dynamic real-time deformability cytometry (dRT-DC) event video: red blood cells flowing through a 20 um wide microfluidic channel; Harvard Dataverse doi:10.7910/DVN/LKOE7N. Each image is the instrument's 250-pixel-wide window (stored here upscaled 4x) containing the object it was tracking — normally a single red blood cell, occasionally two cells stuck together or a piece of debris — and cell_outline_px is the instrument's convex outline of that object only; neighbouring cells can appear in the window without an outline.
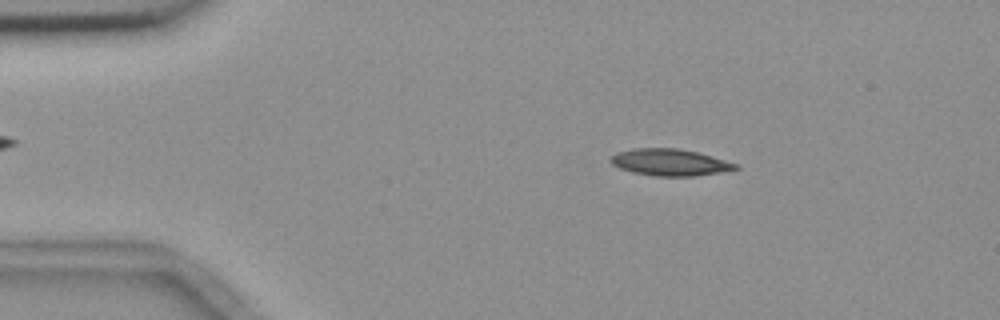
{"species": "common noctule bat (a hibernating species)", "species_latin": "Nyctalus noctula", "temperature_condition": "room temperature", "stored_images_in_passage": 55, "camera_frame_rate_fps": 3000, "um_per_image_px": 0.085, "animal": {"sex": "female", "body_mass_g": 18.4}, "frame": {"image": 1, "passage_image": 9, "time_ms": 2.667, "image_size_px": [1000, 320], "cell_outline_px": [[740, 168], [720, 172], [696, 176], [656, 176], [632, 172], [620, 168], [612, 164], [612, 156], [616, 152], [636, 148], [680, 148], [712, 156], [740, 164]], "centroid_in_image_um": [56.98, 13.8], "position_along_channel_um": 28.0, "area_um2": 19.42}}
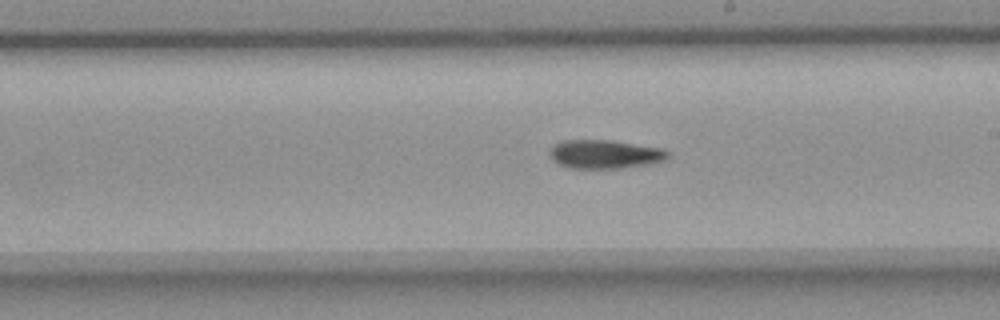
{"frame": {"image": 2, "passage_image": 31, "time_ms": 10.0, "image_size_px": [1000, 320], "cell_outline_px": [[668, 156], [664, 160], [644, 164], [620, 168], [568, 168], [552, 160], [552, 148], [560, 140], [608, 140], [660, 148], [668, 152]], "centroid_in_image_um": [51.37, 13.1], "position_along_channel_um": 237.6, "area_um2": 19.19}}
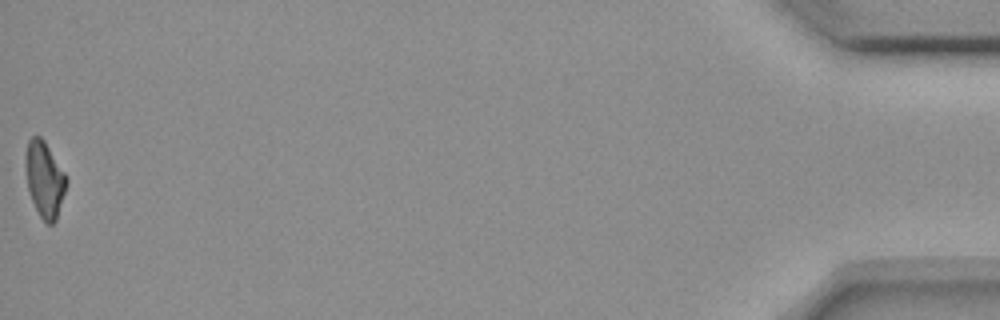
{"frame": {"image": 3, "passage_image": 55, "time_ms": 18.0, "image_size_px": [1000, 320], "cell_outline_px": [[68, 180], [56, 220], [52, 224], [48, 224], [40, 216], [32, 200], [28, 188], [24, 164], [28, 140], [32, 136], [40, 136], [44, 140], [64, 172]], "centroid_in_image_um": [3.78, 15.22], "position_along_channel_um": 431.4, "area_um2": 17.8}}